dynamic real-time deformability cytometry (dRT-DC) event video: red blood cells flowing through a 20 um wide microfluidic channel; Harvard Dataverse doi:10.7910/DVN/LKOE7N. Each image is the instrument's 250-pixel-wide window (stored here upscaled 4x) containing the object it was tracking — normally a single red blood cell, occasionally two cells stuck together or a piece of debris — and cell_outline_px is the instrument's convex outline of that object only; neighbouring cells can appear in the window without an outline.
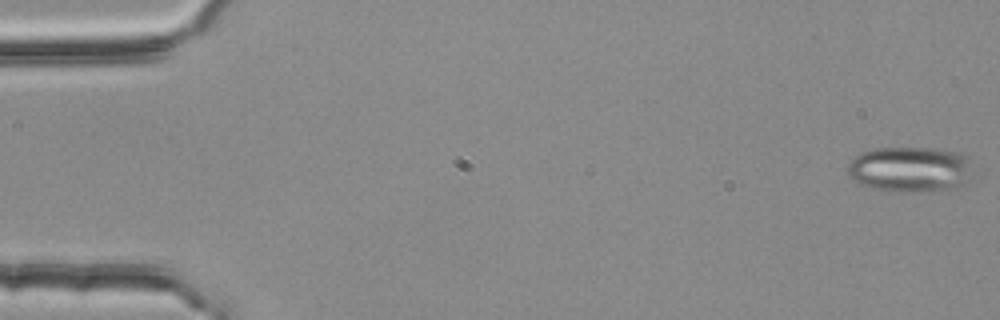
{"species": "common noctule bat (a hibernating species)", "species_latin": "Nyctalus noctula", "temperature_condition": "room temperature", "stored_images_in_passage": 16, "camera_frame_rate_fps": 3000, "um_per_image_px": 0.085, "animal": {"sex": "female", "body_mass_g": 25.1}, "frame": {"image": 1, "passage_image": 1, "time_ms": 0.0, "image_size_px": [1000, 320], "cell_outline_px": [[976, 176], [972, 180], [956, 188], [888, 192], [872, 188], [860, 184], [848, 172], [848, 164], [860, 152], [872, 148], [932, 148], [960, 152], [968, 156]], "centroid_in_image_um": [77.45, 14.37], "position_along_channel_um": 7.6, "area_um2": 33.58}}